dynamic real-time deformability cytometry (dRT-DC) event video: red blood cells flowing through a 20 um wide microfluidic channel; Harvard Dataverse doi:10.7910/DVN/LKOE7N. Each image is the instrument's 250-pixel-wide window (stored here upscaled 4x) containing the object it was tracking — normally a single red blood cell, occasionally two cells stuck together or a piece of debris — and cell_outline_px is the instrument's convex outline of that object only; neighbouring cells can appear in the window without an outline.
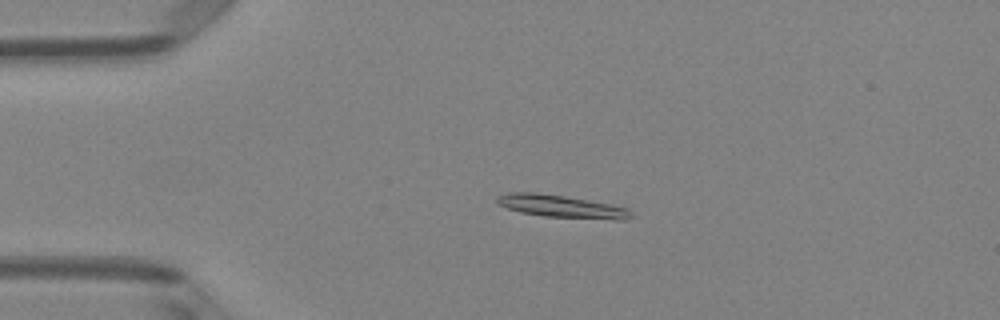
{"species": "Egyptian fruit bat (a non-hibernating species)", "species_latin": "Rousettus aegyptiacus", "temperature_condition": "room temperature", "stored_images_in_passage": 51, "camera_frame_rate_fps": 3000, "um_per_image_px": 0.085, "animal": {"sex": "female"}, "frame": {"image": 1, "passage_image": 12, "time_ms": 3.667, "image_size_px": [1000, 320], "cell_outline_px": [[632, 216], [624, 220], [616, 220], [544, 216], [520, 212], [496, 204], [496, 196], [508, 192], [536, 192], [564, 196], [612, 204], [628, 208], [632, 212]], "centroid_in_image_um": [47.72, 17.54], "position_along_channel_um": 37.3, "area_um2": 17.74}}
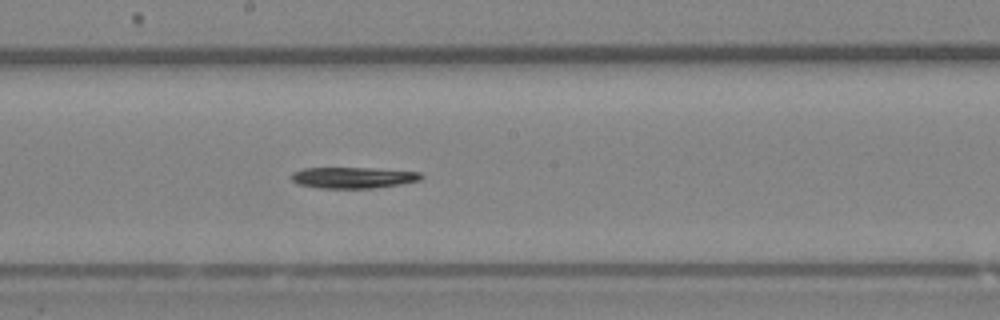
{"frame": {"image": 2, "passage_image": 28, "time_ms": 9.0, "image_size_px": [1000, 320], "cell_outline_px": [[424, 176], [420, 180], [400, 184], [376, 188], [320, 188], [296, 184], [292, 180], [292, 172], [304, 168], [372, 168], [420, 172]], "centroid_in_image_um": [30.01, 15.1], "position_along_channel_um": 218.2, "area_um2": 16.01}}
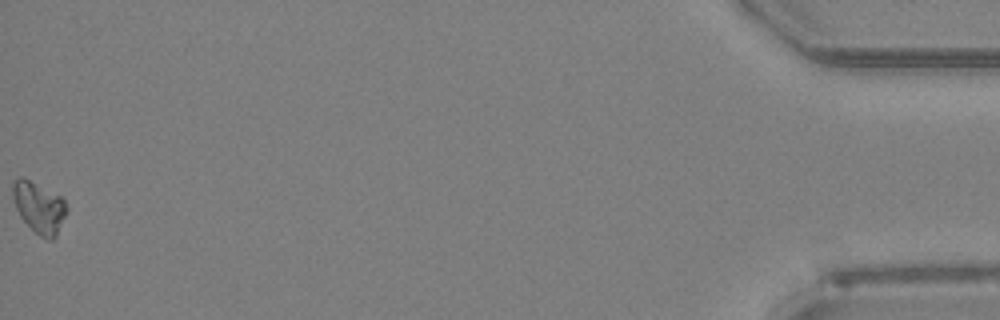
{"frame": {"image": 3, "passage_image": 51, "time_ms": 16.667, "image_size_px": [1000, 320], "cell_outline_px": [[68, 212], [56, 236], [52, 240], [48, 240], [40, 236], [20, 216], [16, 208], [12, 196], [12, 184], [20, 176], [24, 176], [60, 196], [64, 200], [68, 208]], "centroid_in_image_um": [3.34, 17.61], "position_along_channel_um": 431.9, "area_um2": 16.13}}